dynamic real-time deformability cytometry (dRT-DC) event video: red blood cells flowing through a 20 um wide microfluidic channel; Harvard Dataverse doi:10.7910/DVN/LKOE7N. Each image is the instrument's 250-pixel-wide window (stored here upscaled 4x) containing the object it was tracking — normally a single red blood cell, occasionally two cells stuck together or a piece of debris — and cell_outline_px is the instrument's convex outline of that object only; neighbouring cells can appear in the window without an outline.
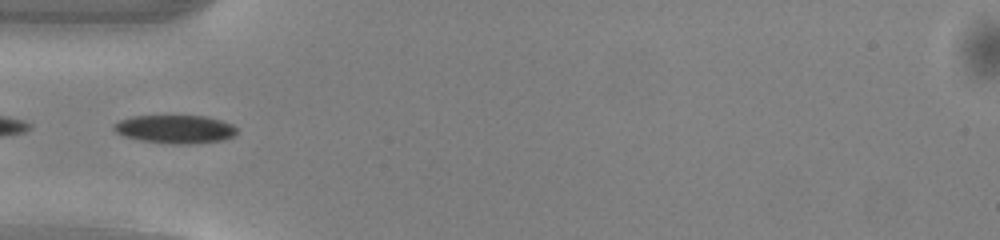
{"species": "common noctule bat (a hibernating species)", "species_latin": "Nyctalus noctula", "temperature_condition": "warm", "stored_images_in_passage": 36, "camera_frame_rate_fps": 3000, "um_per_image_px": 0.085, "animal": {"sex": "male", "body_mass_g": 13.0, "forearm_length_mm": 53.1}, "frame": {"image": 1, "passage_image": 2, "time_ms": 0.333, "image_size_px": [1000, 240], "cell_outline_px": [[236, 132], [232, 136], [224, 140], [192, 144], [172, 144], [140, 140], [124, 136], [116, 132], [112, 128], [112, 124], [120, 120], [132, 116], [204, 116], [220, 120], [232, 124], [236, 128]], "centroid_in_image_um": [14.86, 10.98], "position_along_channel_um": 70.1, "area_um2": 20.29}}
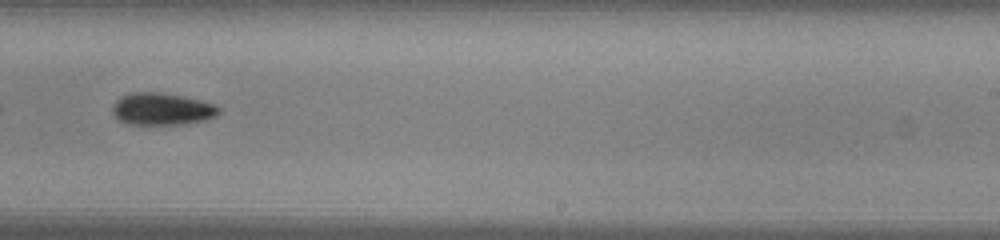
{"frame": {"image": 2, "passage_image": 17, "time_ms": 5.333, "image_size_px": [1000, 240], "cell_outline_px": [[220, 112], [216, 116], [204, 120], [184, 124], [128, 124], [120, 120], [112, 112], [112, 104], [120, 96], [132, 92], [160, 92], [184, 96], [216, 104], [220, 108]], "centroid_in_image_um": [13.77, 9.25], "position_along_channel_um": 275.2, "area_um2": 20.06}}
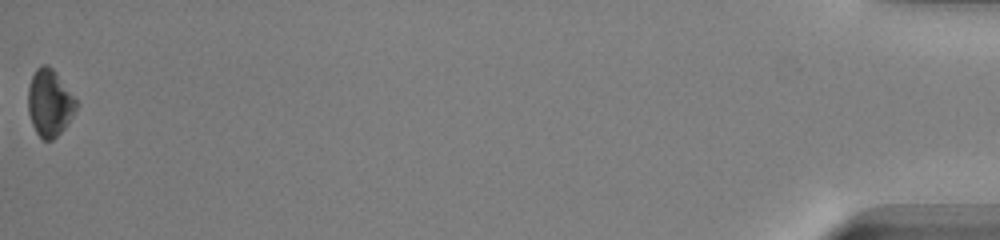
{"frame": {"image": 3, "passage_image": 36, "time_ms": 11.667, "image_size_px": [1000, 240], "cell_outline_px": [[80, 104], [68, 124], [52, 140], [44, 140], [36, 132], [32, 124], [28, 112], [28, 88], [32, 76], [36, 68], [40, 64], [48, 64], [52, 68], [76, 96]], "centroid_in_image_um": [4.25, 8.72], "position_along_channel_um": 430.9, "area_um2": 19.13}, "authors_computed_cell_mechanics": {"area_um2": 20.0566, "velocity_mm_per_s": 4.1045, "shape_relaxation_time_tau1_ms": 2.3452, "shape_relaxation_time_tau2_ms": null, "deformation_change_tau1": 0.0855, "deformation_change_tau2": null}}